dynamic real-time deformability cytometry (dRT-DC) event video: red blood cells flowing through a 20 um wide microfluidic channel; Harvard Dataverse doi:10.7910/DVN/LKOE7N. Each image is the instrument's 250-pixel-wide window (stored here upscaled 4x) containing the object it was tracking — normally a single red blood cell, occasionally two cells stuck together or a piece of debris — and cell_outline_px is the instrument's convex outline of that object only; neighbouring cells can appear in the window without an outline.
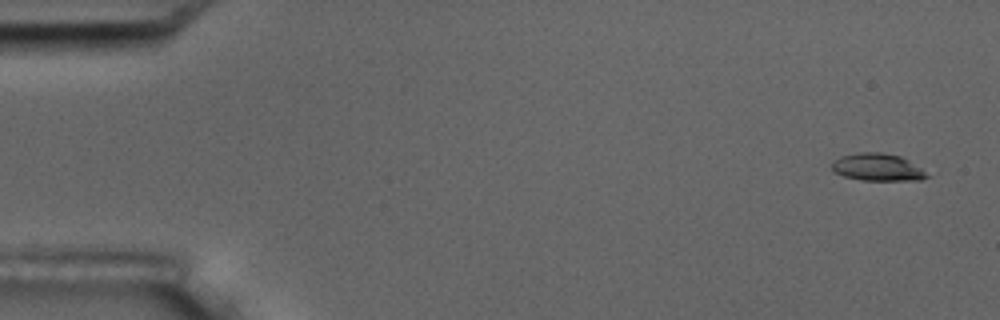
{"species": "common noctule bat (a hibernating species)", "species_latin": "Nyctalus noctula", "temperature_condition": "room temperature", "stored_images_in_passage": 5, "camera_frame_rate_fps": 3000, "um_per_image_px": 0.085, "animal": {"sex": "male", "body_mass_g": 17.5, "forearm_length_mm": 52.3}, "frame": {"image": 1, "passage_image": 1, "time_ms": 0.0, "image_size_px": [1000, 320], "cell_outline_px": [[928, 176], [920, 180], [860, 180], [844, 176], [832, 172], [832, 160], [840, 156], [860, 152], [884, 152], [900, 156], [908, 160], [920, 168]], "centroid_in_image_um": [74.52, 14.2], "position_along_channel_um": 10.5, "area_um2": 15.14}}
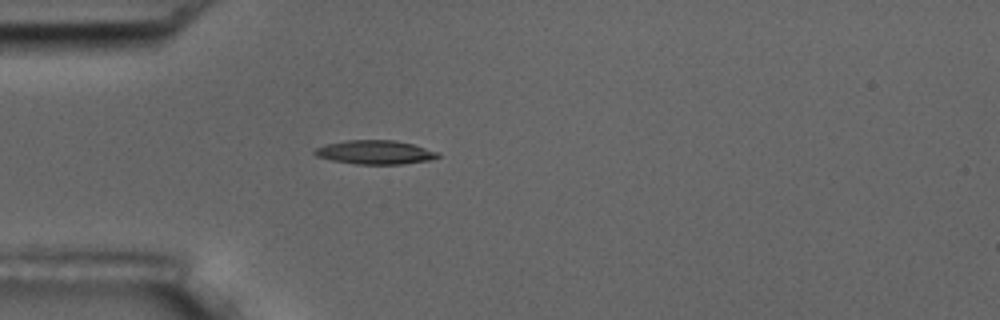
{"frame": {"image": 2, "passage_image": 5, "time_ms": 4.667, "image_size_px": [1000, 320], "cell_outline_px": [[440, 156], [432, 160], [404, 164], [356, 164], [332, 160], [316, 156], [312, 152], [316, 148], [324, 144], [348, 140], [396, 140], [412, 144], [440, 152]], "centroid_in_image_um": [31.9, 12.94], "position_along_channel_um": 53.1, "area_um2": 17.28}}